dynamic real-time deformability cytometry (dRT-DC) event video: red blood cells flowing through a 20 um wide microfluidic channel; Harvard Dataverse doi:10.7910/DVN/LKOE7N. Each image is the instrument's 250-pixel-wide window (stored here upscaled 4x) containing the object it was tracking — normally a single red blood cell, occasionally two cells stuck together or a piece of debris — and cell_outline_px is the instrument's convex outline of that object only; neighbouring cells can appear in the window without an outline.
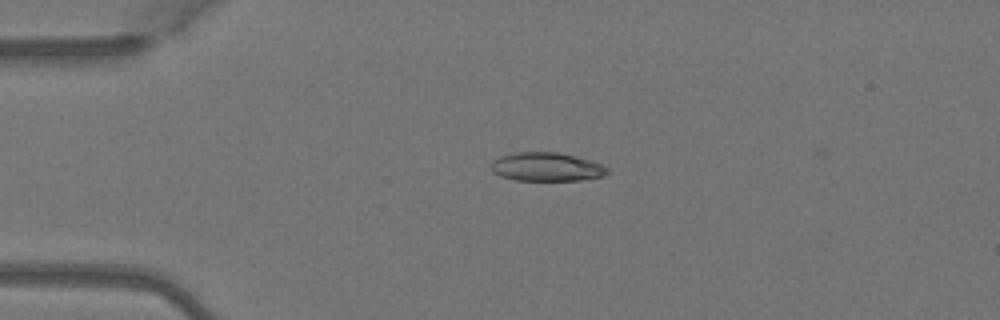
{"species": "Egyptian fruit bat (a non-hibernating species)", "species_latin": "Rousettus aegyptiacus", "temperature_condition": "warm", "stored_images_in_passage": 6, "camera_frame_rate_fps": 3000, "um_per_image_px": 0.085, "animal": {"sex": "female"}, "frame": {"image": 1, "passage_image": 3, "time_ms": 0.667, "image_size_px": [1000, 320], "cell_outline_px": [[608, 172], [604, 176], [580, 180], [516, 180], [500, 176], [492, 172], [492, 160], [500, 156], [516, 152], [556, 152], [592, 160], [608, 168]], "centroid_in_image_um": [46.45, 14.18], "position_along_channel_um": 38.6, "area_um2": 19.36}}
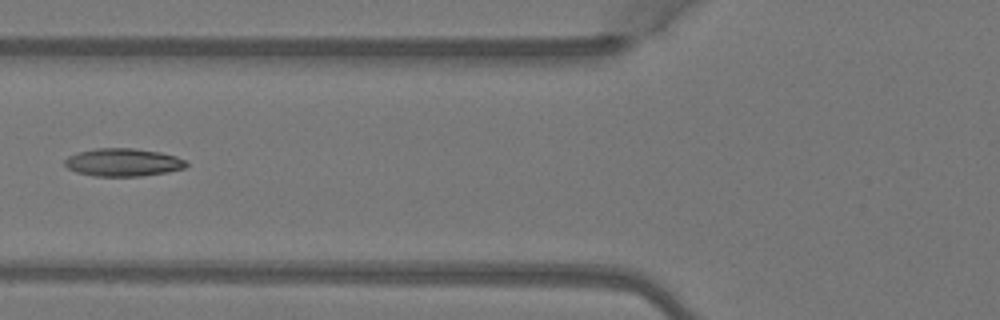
{"frame": {"image": 2, "passage_image": 5, "time_ms": 1.333, "image_size_px": [1000, 320], "cell_outline_px": [[188, 164], [184, 168], [168, 172], [140, 176], [92, 176], [76, 172], [68, 168], [64, 164], [64, 160], [68, 156], [76, 152], [96, 148], [136, 148], [160, 152], [176, 156], [184, 160]], "centroid_in_image_um": [10.43, 13.79], "position_along_channel_um": 115.4, "area_um2": 19.88}}
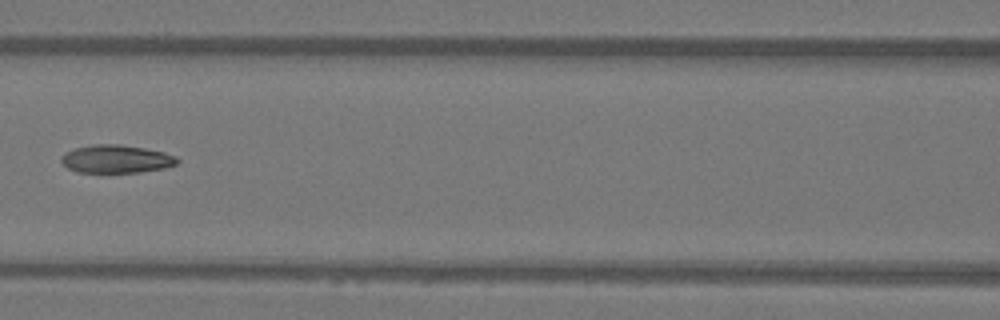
{"frame": {"image": 3, "passage_image": 6, "time_ms": 1.667, "image_size_px": [1000, 320], "cell_outline_px": [[180, 160], [176, 164], [164, 168], [140, 172], [76, 172], [68, 168], [60, 160], [60, 156], [64, 152], [76, 148], [92, 144], [120, 144], [144, 148], [164, 152], [176, 156]], "centroid_in_image_um": [9.87, 13.51], "position_along_channel_um": 156.7, "area_um2": 19.02}}